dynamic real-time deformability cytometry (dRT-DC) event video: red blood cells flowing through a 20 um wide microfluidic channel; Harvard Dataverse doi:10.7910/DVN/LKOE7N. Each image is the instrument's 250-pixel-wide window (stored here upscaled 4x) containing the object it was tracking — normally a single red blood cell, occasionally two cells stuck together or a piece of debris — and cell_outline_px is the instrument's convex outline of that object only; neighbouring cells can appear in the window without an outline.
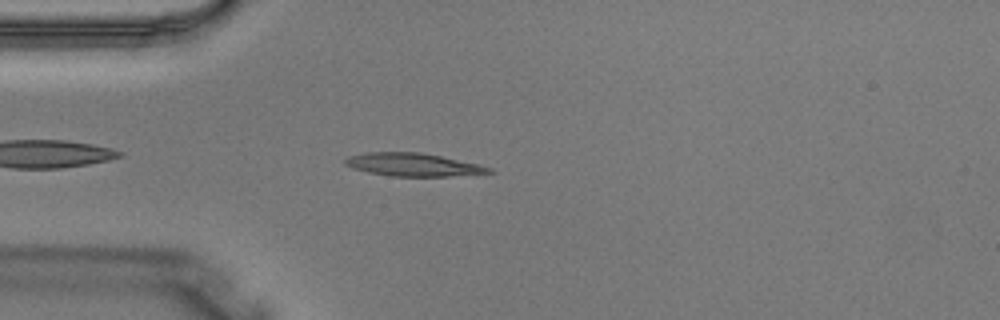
{"species": "Egyptian fruit bat (a non-hibernating species)", "species_latin": "Rousettus aegyptiacus", "temperature_condition": "warm", "stored_images_in_passage": 3, "camera_frame_rate_fps": 3000, "um_per_image_px": 0.085, "animal": {"sex": "male"}, "frame": {"image": 1, "passage_image": 3, "time_ms": 0.667, "image_size_px": [1000, 320], "cell_outline_px": [[496, 172], [448, 176], [392, 176], [368, 172], [352, 168], [344, 164], [344, 160], [348, 156], [368, 152], [420, 152], [480, 164], [492, 168]], "centroid_in_image_um": [35.11, 13.99], "position_along_channel_um": 49.9, "area_um2": 19.25}}